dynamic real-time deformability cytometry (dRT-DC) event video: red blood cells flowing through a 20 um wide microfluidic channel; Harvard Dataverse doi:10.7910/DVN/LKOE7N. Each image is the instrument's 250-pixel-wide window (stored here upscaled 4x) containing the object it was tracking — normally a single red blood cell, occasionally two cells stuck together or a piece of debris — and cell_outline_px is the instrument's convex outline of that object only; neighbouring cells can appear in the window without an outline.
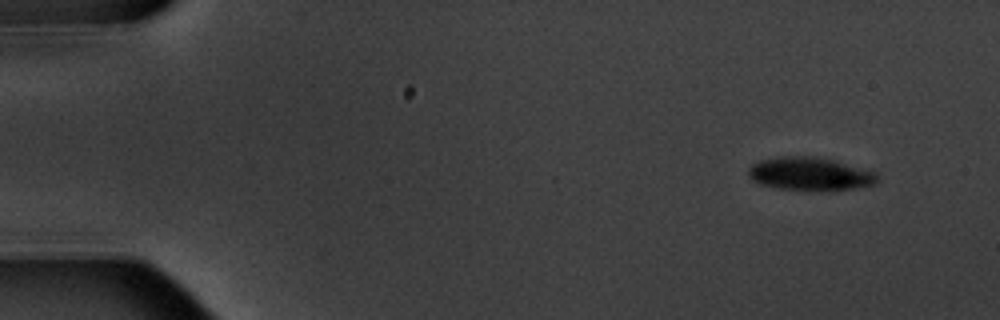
{"species": "common noctule bat (a hibernating species)", "species_latin": "Nyctalus noctula", "temperature_condition": "warm", "stored_images_in_passage": 8, "camera_frame_rate_fps": 3000, "um_per_image_px": 0.085, "animal": {"sex": "male", "body_mass_g": 20.1, "forearm_length_mm": 53.5}, "frame": {"image": 1, "passage_image": 1, "time_ms": 0.0, "image_size_px": [1000, 320], "cell_outline_px": [[880, 180], [876, 184], [856, 188], [828, 192], [776, 188], [760, 184], [752, 180], [748, 176], [748, 168], [752, 164], [760, 160], [784, 156], [816, 156], [832, 160], [872, 172], [880, 176]], "centroid_in_image_um": [68.84, 14.81], "position_along_channel_um": 16.2, "area_um2": 25.2}}
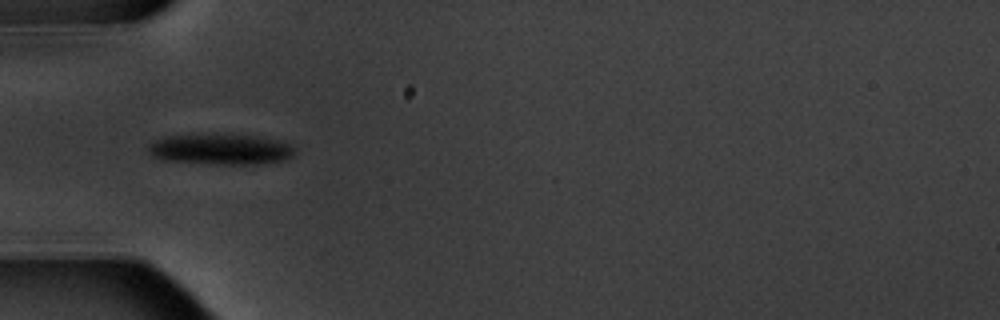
{"frame": {"image": 2, "passage_image": 5, "time_ms": 4.667, "image_size_px": [1000, 320], "cell_outline_px": [[296, 152], [292, 156], [284, 160], [256, 164], [212, 164], [160, 160], [152, 156], [148, 152], [148, 144], [164, 136], [216, 132], [232, 132], [260, 136], [284, 140], [296, 148]], "centroid_in_image_um": [18.77, 12.64], "position_along_channel_um": 66.2, "area_um2": 27.63}}